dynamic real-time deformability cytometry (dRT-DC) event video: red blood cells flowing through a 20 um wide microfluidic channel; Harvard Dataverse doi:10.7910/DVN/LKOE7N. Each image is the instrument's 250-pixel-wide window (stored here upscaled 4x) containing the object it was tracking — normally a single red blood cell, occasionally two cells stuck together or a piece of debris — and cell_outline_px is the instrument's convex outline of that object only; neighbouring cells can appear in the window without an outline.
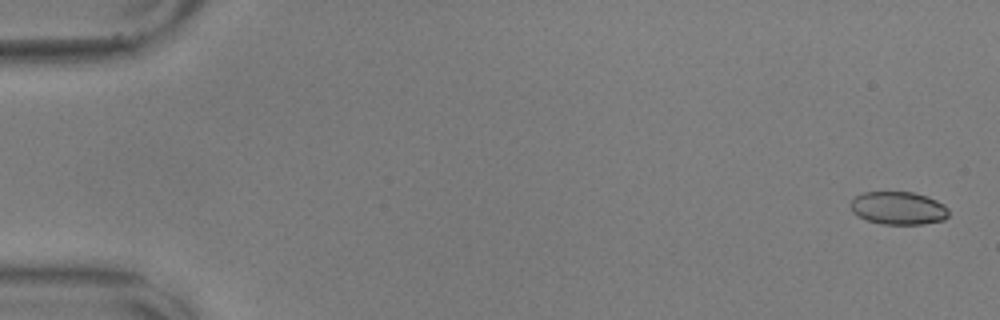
{"species": "common noctule bat (a hibernating species)", "species_latin": "Nyctalus noctula", "temperature_condition": "warm", "stored_images_in_passage": 57, "camera_frame_rate_fps": 3000, "um_per_image_px": 0.085, "animal": {"sex": "male", "body_mass_g": 17.9, "forearm_length_mm": 54.2}, "frame": {"image": 1, "passage_image": 2, "time_ms": 0.333, "image_size_px": [1000, 320], "cell_outline_px": [[948, 216], [944, 220], [920, 224], [880, 224], [868, 220], [852, 212], [848, 204], [856, 196], [864, 192], [912, 192], [936, 200], [944, 204], [948, 208]], "centroid_in_image_um": [76.34, 17.69], "position_along_channel_um": 8.7, "area_um2": 18.79}}
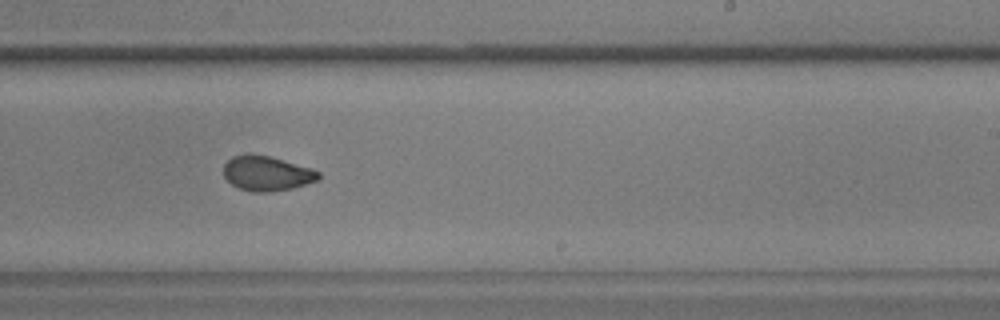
{"frame": {"image": 2, "passage_image": 36, "time_ms": 11.667, "image_size_px": [1000, 320], "cell_outline_px": [[320, 180], [292, 188], [268, 192], [256, 192], [240, 188], [232, 184], [224, 176], [224, 164], [232, 156], [248, 152], [268, 156], [312, 168], [320, 172]], "centroid_in_image_um": [22.69, 14.72], "position_along_channel_um": 266.3, "area_um2": 19.31}}
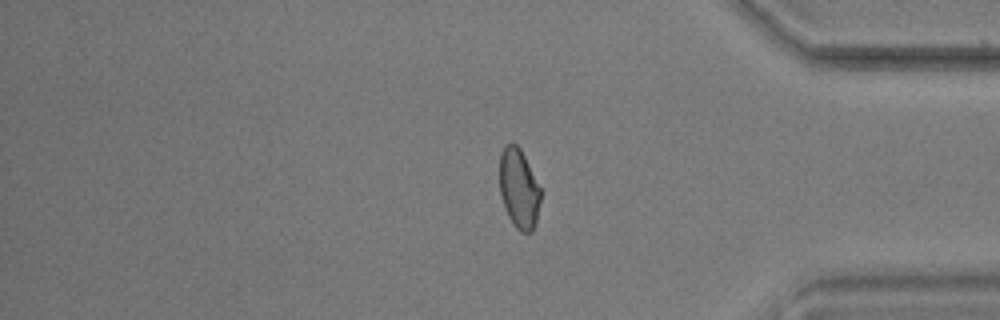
{"frame": {"image": 3, "passage_image": 48, "time_ms": 15.667, "image_size_px": [1000, 320], "cell_outline_px": [[540, 200], [536, 224], [532, 232], [520, 232], [512, 224], [504, 208], [500, 196], [500, 152], [508, 144], [516, 144], [520, 148], [540, 188]], "centroid_in_image_um": [44.09, 16.08], "position_along_channel_um": 391.1, "area_um2": 18.96}, "authors_computed_cell_mechanics": {"area_um2": 19.7098, "velocity_mm_per_s": 3.5743, "shape_relaxation_time_tau1_ms": 4.9837, "shape_relaxation_time_tau2_ms": 1.1417, "deformation_change_tau1": 0.1323, "deformation_change_tau2": 0.0463}}